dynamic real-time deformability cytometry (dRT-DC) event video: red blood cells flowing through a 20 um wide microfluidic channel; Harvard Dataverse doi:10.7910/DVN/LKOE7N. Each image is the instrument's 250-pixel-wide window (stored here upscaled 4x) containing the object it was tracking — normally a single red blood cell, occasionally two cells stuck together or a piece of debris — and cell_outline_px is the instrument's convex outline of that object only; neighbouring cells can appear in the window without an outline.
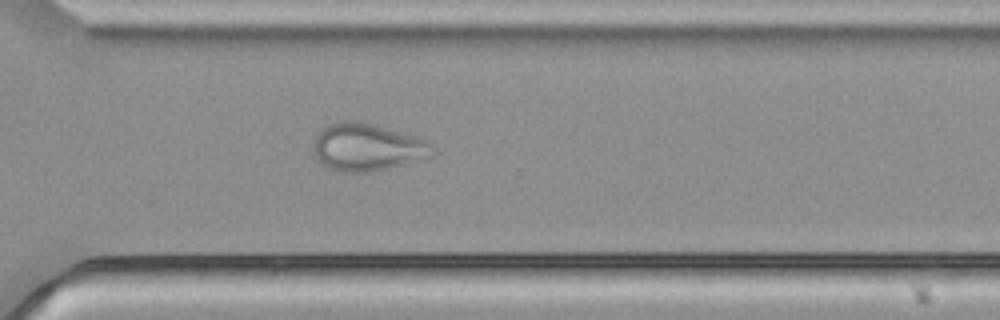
{"species": "common noctule bat (a hibernating species)", "species_latin": "Nyctalus noctula", "temperature_condition": "cold", "stored_images_in_passage": 54, "camera_frame_rate_fps": 3000, "um_per_image_px": 0.085, "animal": {"sex": "male", "body_mass_g": 21.5, "forearm_length_mm": 52.0}, "frame": {"image": 1, "passage_image": 39, "time_ms": 12.667, "image_size_px": [1000, 320], "cell_outline_px": [[436, 148], [432, 156], [404, 164], [388, 168], [368, 172], [344, 172], [332, 168], [324, 164], [316, 156], [312, 148], [316, 136], [320, 128], [336, 120], [356, 120], [372, 124], [428, 140]], "centroid_in_image_um": [31.21, 12.49], "position_along_channel_um": 339.4, "area_um2": 32.89}}